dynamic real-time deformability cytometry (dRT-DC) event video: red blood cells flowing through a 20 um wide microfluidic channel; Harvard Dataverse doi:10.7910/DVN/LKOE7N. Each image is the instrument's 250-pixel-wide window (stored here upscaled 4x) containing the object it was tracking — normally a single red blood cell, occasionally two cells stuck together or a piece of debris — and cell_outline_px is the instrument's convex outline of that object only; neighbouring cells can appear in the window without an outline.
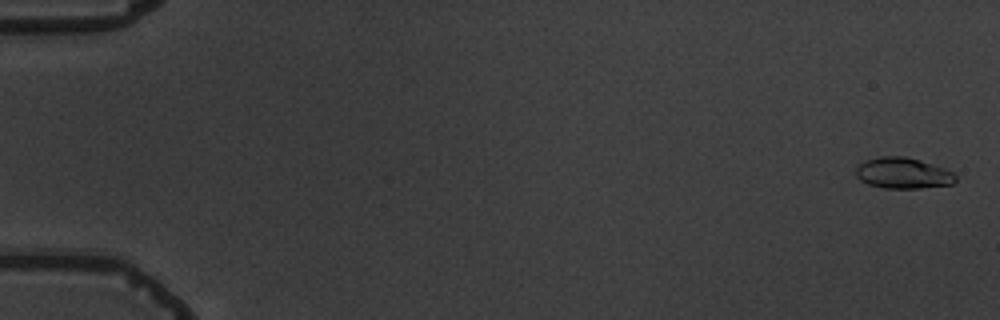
{"species": "common noctule bat (a hibernating species)", "species_latin": "Nyctalus noctula", "temperature_condition": "warm", "stored_images_in_passage": 6, "camera_frame_rate_fps": 3000, "um_per_image_px": 0.085, "animal": {"sex": "male", "body_mass_g": 19.5, "forearm_length_mm": 54.6}, "frame": {"image": 1, "passage_image": 1, "time_ms": 0.0, "image_size_px": [1000, 320], "cell_outline_px": [[956, 180], [952, 184], [920, 188], [884, 188], [868, 184], [860, 180], [856, 176], [856, 168], [864, 160], [880, 156], [904, 156], [920, 160], [944, 168], [952, 172], [956, 176]], "centroid_in_image_um": [76.73, 14.71], "position_along_channel_um": 8.3, "area_um2": 17.98}}
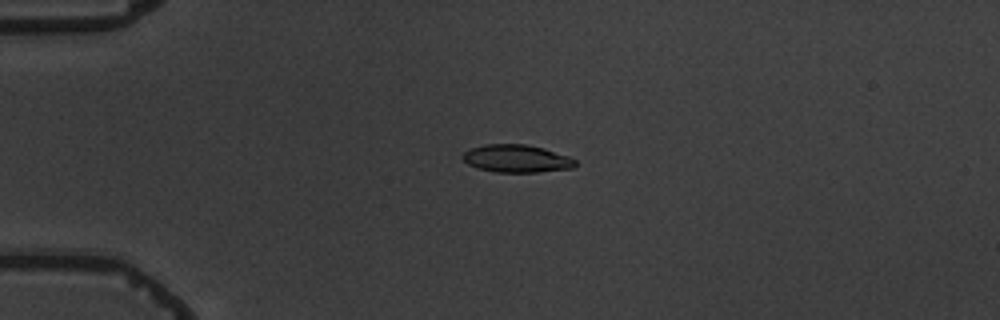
{"frame": {"image": 2, "passage_image": 4, "time_ms": 4.333, "image_size_px": [1000, 320], "cell_outline_px": [[576, 164], [572, 168], [536, 172], [496, 172], [476, 168], [468, 164], [460, 156], [464, 152], [472, 148], [484, 144], [524, 144], [544, 148], [568, 156], [576, 160]], "centroid_in_image_um": [43.88, 13.48], "position_along_channel_um": 41.1, "area_um2": 18.15}}